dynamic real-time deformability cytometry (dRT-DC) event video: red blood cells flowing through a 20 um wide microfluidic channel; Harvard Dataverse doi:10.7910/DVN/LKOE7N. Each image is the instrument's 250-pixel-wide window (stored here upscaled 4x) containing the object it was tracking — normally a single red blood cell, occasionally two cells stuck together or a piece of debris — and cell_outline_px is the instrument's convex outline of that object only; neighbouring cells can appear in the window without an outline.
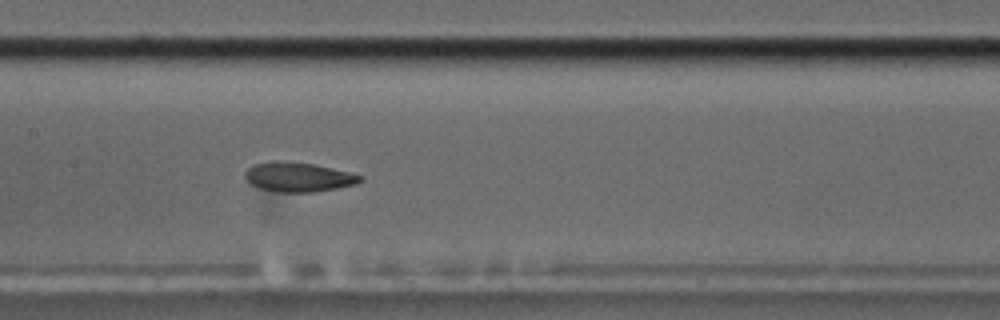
{"species": "common noctule bat (a hibernating species)", "species_latin": "Nyctalus noctula", "temperature_condition": "cold", "stored_images_in_passage": 6, "camera_frame_rate_fps": 3000, "um_per_image_px": 0.085, "animal": {"sex": "male", "body_mass_g": 17.5, "forearm_length_mm": 52.3}, "frame": {"image": 1, "passage_image": 4, "time_ms": 3.333, "image_size_px": [1000, 320], "cell_outline_px": [[364, 180], [356, 184], [336, 188], [312, 192], [280, 192], [260, 188], [248, 184], [244, 180], [244, 172], [252, 164], [272, 160], [284, 160], [316, 164], [364, 176]], "centroid_in_image_um": [25.3, 15.03], "position_along_channel_um": 182.1, "area_um2": 20.17}}
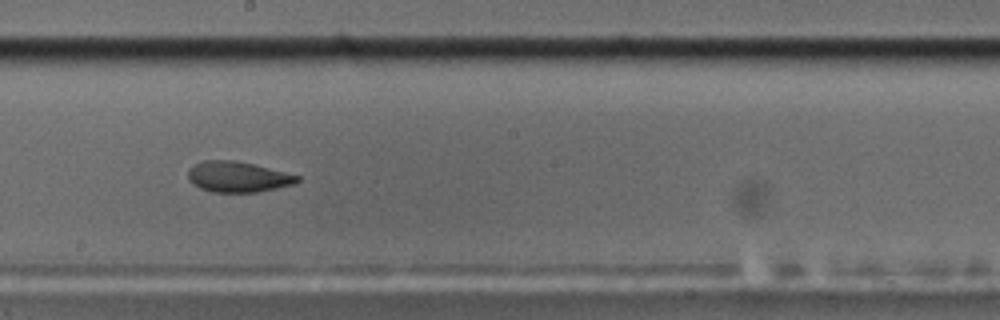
{"frame": {"image": 2, "passage_image": 5, "time_ms": 4.667, "image_size_px": [1000, 320], "cell_outline_px": [[300, 180], [292, 184], [276, 188], [256, 192], [212, 192], [200, 188], [192, 184], [188, 180], [188, 168], [204, 160], [236, 160], [300, 176]], "centroid_in_image_um": [20.16, 15.03], "position_along_channel_um": 228.0, "area_um2": 19.36}}
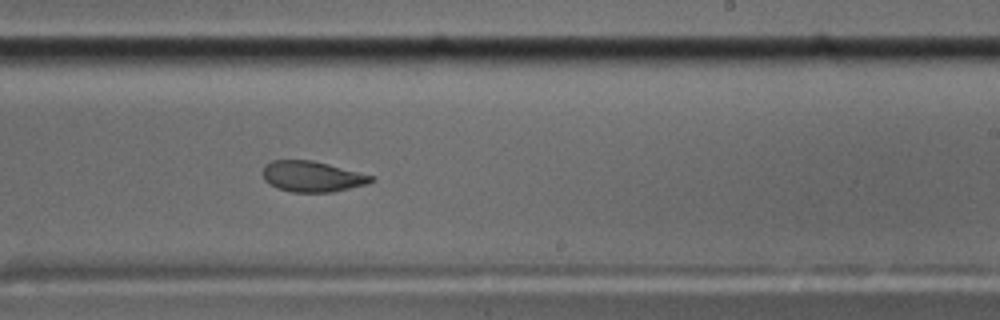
{"frame": {"image": 3, "passage_image": 6, "time_ms": 5.667, "image_size_px": [1000, 320], "cell_outline_px": [[376, 180], [368, 184], [332, 192], [292, 192], [276, 188], [268, 184], [264, 180], [260, 172], [264, 164], [272, 160], [312, 160], [376, 176]], "centroid_in_image_um": [26.51, 15.0], "position_along_channel_um": 262.5, "area_um2": 19.83}}